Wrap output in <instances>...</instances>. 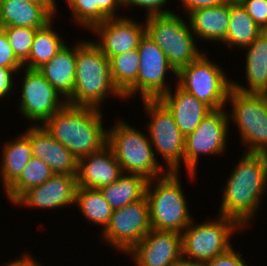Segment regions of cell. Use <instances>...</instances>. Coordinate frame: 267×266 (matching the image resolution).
Returning a JSON list of instances; mask_svg holds the SVG:
<instances>
[{"label":"cell","mask_w":267,"mask_h":266,"mask_svg":"<svg viewBox=\"0 0 267 266\" xmlns=\"http://www.w3.org/2000/svg\"><path fill=\"white\" fill-rule=\"evenodd\" d=\"M169 266H200V264L181 258L180 260L175 263H172Z\"/></svg>","instance_id":"43"},{"label":"cell","mask_w":267,"mask_h":266,"mask_svg":"<svg viewBox=\"0 0 267 266\" xmlns=\"http://www.w3.org/2000/svg\"><path fill=\"white\" fill-rule=\"evenodd\" d=\"M195 219L181 233L182 258L201 264L225 253L235 234L244 229L232 218L217 215L198 224Z\"/></svg>","instance_id":"7"},{"label":"cell","mask_w":267,"mask_h":266,"mask_svg":"<svg viewBox=\"0 0 267 266\" xmlns=\"http://www.w3.org/2000/svg\"><path fill=\"white\" fill-rule=\"evenodd\" d=\"M262 95L265 97V99L267 100V87L266 89L264 90V92L262 93Z\"/></svg>","instance_id":"45"},{"label":"cell","mask_w":267,"mask_h":266,"mask_svg":"<svg viewBox=\"0 0 267 266\" xmlns=\"http://www.w3.org/2000/svg\"><path fill=\"white\" fill-rule=\"evenodd\" d=\"M57 18L44 4L29 0H2L0 27L42 28Z\"/></svg>","instance_id":"22"},{"label":"cell","mask_w":267,"mask_h":266,"mask_svg":"<svg viewBox=\"0 0 267 266\" xmlns=\"http://www.w3.org/2000/svg\"><path fill=\"white\" fill-rule=\"evenodd\" d=\"M182 5V12H185L186 16L196 10L202 8H208L223 4V0H178Z\"/></svg>","instance_id":"40"},{"label":"cell","mask_w":267,"mask_h":266,"mask_svg":"<svg viewBox=\"0 0 267 266\" xmlns=\"http://www.w3.org/2000/svg\"><path fill=\"white\" fill-rule=\"evenodd\" d=\"M177 12L145 18V33L164 52L169 64L177 72L195 61L204 51L191 30L188 20ZM188 22V23H187Z\"/></svg>","instance_id":"6"},{"label":"cell","mask_w":267,"mask_h":266,"mask_svg":"<svg viewBox=\"0 0 267 266\" xmlns=\"http://www.w3.org/2000/svg\"><path fill=\"white\" fill-rule=\"evenodd\" d=\"M123 174L111 148L105 145L102 149L78 160L77 185L99 189L119 179Z\"/></svg>","instance_id":"19"},{"label":"cell","mask_w":267,"mask_h":266,"mask_svg":"<svg viewBox=\"0 0 267 266\" xmlns=\"http://www.w3.org/2000/svg\"><path fill=\"white\" fill-rule=\"evenodd\" d=\"M148 180L138 174L123 173L119 179L99 188L113 210L137 202L146 195Z\"/></svg>","instance_id":"26"},{"label":"cell","mask_w":267,"mask_h":266,"mask_svg":"<svg viewBox=\"0 0 267 266\" xmlns=\"http://www.w3.org/2000/svg\"><path fill=\"white\" fill-rule=\"evenodd\" d=\"M103 109L66 104L42 126L79 160L107 145Z\"/></svg>","instance_id":"2"},{"label":"cell","mask_w":267,"mask_h":266,"mask_svg":"<svg viewBox=\"0 0 267 266\" xmlns=\"http://www.w3.org/2000/svg\"><path fill=\"white\" fill-rule=\"evenodd\" d=\"M195 37L203 42L223 43L229 26L230 6H218L196 9L187 15Z\"/></svg>","instance_id":"23"},{"label":"cell","mask_w":267,"mask_h":266,"mask_svg":"<svg viewBox=\"0 0 267 266\" xmlns=\"http://www.w3.org/2000/svg\"><path fill=\"white\" fill-rule=\"evenodd\" d=\"M146 196L134 203L113 210L110 222L101 232V242L118 253L127 254L151 230ZM106 244H105V243Z\"/></svg>","instance_id":"13"},{"label":"cell","mask_w":267,"mask_h":266,"mask_svg":"<svg viewBox=\"0 0 267 266\" xmlns=\"http://www.w3.org/2000/svg\"><path fill=\"white\" fill-rule=\"evenodd\" d=\"M110 97L125 101L113 83L109 59L92 39L77 40L75 84L67 104L102 109Z\"/></svg>","instance_id":"3"},{"label":"cell","mask_w":267,"mask_h":266,"mask_svg":"<svg viewBox=\"0 0 267 266\" xmlns=\"http://www.w3.org/2000/svg\"><path fill=\"white\" fill-rule=\"evenodd\" d=\"M126 255L135 266H169L182 258L181 233L151 229Z\"/></svg>","instance_id":"17"},{"label":"cell","mask_w":267,"mask_h":266,"mask_svg":"<svg viewBox=\"0 0 267 266\" xmlns=\"http://www.w3.org/2000/svg\"><path fill=\"white\" fill-rule=\"evenodd\" d=\"M69 44H66L49 62L38 69L66 99L73 92L76 75V42Z\"/></svg>","instance_id":"24"},{"label":"cell","mask_w":267,"mask_h":266,"mask_svg":"<svg viewBox=\"0 0 267 266\" xmlns=\"http://www.w3.org/2000/svg\"><path fill=\"white\" fill-rule=\"evenodd\" d=\"M108 127L107 145L123 173L138 174L147 180H153L169 172L160 159L156 158L146 129L142 132L121 117Z\"/></svg>","instance_id":"4"},{"label":"cell","mask_w":267,"mask_h":266,"mask_svg":"<svg viewBox=\"0 0 267 266\" xmlns=\"http://www.w3.org/2000/svg\"><path fill=\"white\" fill-rule=\"evenodd\" d=\"M65 3L71 11L72 22L86 31L108 19L98 6H95V0H65Z\"/></svg>","instance_id":"32"},{"label":"cell","mask_w":267,"mask_h":266,"mask_svg":"<svg viewBox=\"0 0 267 266\" xmlns=\"http://www.w3.org/2000/svg\"><path fill=\"white\" fill-rule=\"evenodd\" d=\"M90 33L97 36L98 39L93 43L110 60L112 57L138 48L139 41L145 34V22H138L127 15L108 18L94 26Z\"/></svg>","instance_id":"15"},{"label":"cell","mask_w":267,"mask_h":266,"mask_svg":"<svg viewBox=\"0 0 267 266\" xmlns=\"http://www.w3.org/2000/svg\"><path fill=\"white\" fill-rule=\"evenodd\" d=\"M34 254H30V252H27L22 255L17 256L18 258L7 261L4 266H44L39 262L38 260L35 259Z\"/></svg>","instance_id":"41"},{"label":"cell","mask_w":267,"mask_h":266,"mask_svg":"<svg viewBox=\"0 0 267 266\" xmlns=\"http://www.w3.org/2000/svg\"><path fill=\"white\" fill-rule=\"evenodd\" d=\"M29 1H33V2H38V3H42L44 4L55 16L58 13V3H56V0H29Z\"/></svg>","instance_id":"42"},{"label":"cell","mask_w":267,"mask_h":266,"mask_svg":"<svg viewBox=\"0 0 267 266\" xmlns=\"http://www.w3.org/2000/svg\"><path fill=\"white\" fill-rule=\"evenodd\" d=\"M36 30L30 27H4L9 44L22 63L29 58Z\"/></svg>","instance_id":"33"},{"label":"cell","mask_w":267,"mask_h":266,"mask_svg":"<svg viewBox=\"0 0 267 266\" xmlns=\"http://www.w3.org/2000/svg\"><path fill=\"white\" fill-rule=\"evenodd\" d=\"M75 205L87 223L101 226L103 232L108 226L113 209L103 197L99 189L77 186Z\"/></svg>","instance_id":"30"},{"label":"cell","mask_w":267,"mask_h":266,"mask_svg":"<svg viewBox=\"0 0 267 266\" xmlns=\"http://www.w3.org/2000/svg\"><path fill=\"white\" fill-rule=\"evenodd\" d=\"M95 6H98L108 18H119L124 16L123 14L119 15L118 12L123 8L122 0H95Z\"/></svg>","instance_id":"39"},{"label":"cell","mask_w":267,"mask_h":266,"mask_svg":"<svg viewBox=\"0 0 267 266\" xmlns=\"http://www.w3.org/2000/svg\"><path fill=\"white\" fill-rule=\"evenodd\" d=\"M180 174L168 172L162 177L148 180L145 196L152 229L182 233L194 219L181 185Z\"/></svg>","instance_id":"5"},{"label":"cell","mask_w":267,"mask_h":266,"mask_svg":"<svg viewBox=\"0 0 267 266\" xmlns=\"http://www.w3.org/2000/svg\"><path fill=\"white\" fill-rule=\"evenodd\" d=\"M245 50V81L236 82L232 79V88L242 93L262 94L267 87V30H263L260 35ZM247 86V87H246Z\"/></svg>","instance_id":"21"},{"label":"cell","mask_w":267,"mask_h":266,"mask_svg":"<svg viewBox=\"0 0 267 266\" xmlns=\"http://www.w3.org/2000/svg\"><path fill=\"white\" fill-rule=\"evenodd\" d=\"M141 102L149 119L145 128L156 158L161 155V161L169 172H182L185 137L172 114L158 99H142Z\"/></svg>","instance_id":"11"},{"label":"cell","mask_w":267,"mask_h":266,"mask_svg":"<svg viewBox=\"0 0 267 266\" xmlns=\"http://www.w3.org/2000/svg\"><path fill=\"white\" fill-rule=\"evenodd\" d=\"M205 50L195 61L176 72V84L211 109L227 107L232 79L225 68L210 59ZM209 55V56H208Z\"/></svg>","instance_id":"8"},{"label":"cell","mask_w":267,"mask_h":266,"mask_svg":"<svg viewBox=\"0 0 267 266\" xmlns=\"http://www.w3.org/2000/svg\"><path fill=\"white\" fill-rule=\"evenodd\" d=\"M140 66L137 75V96L142 99H158L173 85L166 73H172L176 81V71L169 64L164 52L146 33L138 44ZM171 84V86H170Z\"/></svg>","instance_id":"14"},{"label":"cell","mask_w":267,"mask_h":266,"mask_svg":"<svg viewBox=\"0 0 267 266\" xmlns=\"http://www.w3.org/2000/svg\"><path fill=\"white\" fill-rule=\"evenodd\" d=\"M23 76L16 83V88L21 87L18 92L20 98L17 100V112L30 122V125H42L52 117L58 110L62 109L67 100L64 98L43 76L38 69L23 67L18 71ZM19 85V86H18ZM33 123V124H32Z\"/></svg>","instance_id":"12"},{"label":"cell","mask_w":267,"mask_h":266,"mask_svg":"<svg viewBox=\"0 0 267 266\" xmlns=\"http://www.w3.org/2000/svg\"><path fill=\"white\" fill-rule=\"evenodd\" d=\"M263 30L256 24L253 18L246 12L242 5L230 6V19L224 46L243 49L249 46Z\"/></svg>","instance_id":"29"},{"label":"cell","mask_w":267,"mask_h":266,"mask_svg":"<svg viewBox=\"0 0 267 266\" xmlns=\"http://www.w3.org/2000/svg\"><path fill=\"white\" fill-rule=\"evenodd\" d=\"M0 152V181L5 192L21 175L32 157L29 139L18 133L3 143Z\"/></svg>","instance_id":"25"},{"label":"cell","mask_w":267,"mask_h":266,"mask_svg":"<svg viewBox=\"0 0 267 266\" xmlns=\"http://www.w3.org/2000/svg\"><path fill=\"white\" fill-rule=\"evenodd\" d=\"M53 174L47 164L32 156L20 177L4 192V195L13 204L25 191L41 185Z\"/></svg>","instance_id":"31"},{"label":"cell","mask_w":267,"mask_h":266,"mask_svg":"<svg viewBox=\"0 0 267 266\" xmlns=\"http://www.w3.org/2000/svg\"><path fill=\"white\" fill-rule=\"evenodd\" d=\"M158 100L170 111L184 137L192 133L212 110L204 102L179 87L176 82L174 87Z\"/></svg>","instance_id":"20"},{"label":"cell","mask_w":267,"mask_h":266,"mask_svg":"<svg viewBox=\"0 0 267 266\" xmlns=\"http://www.w3.org/2000/svg\"><path fill=\"white\" fill-rule=\"evenodd\" d=\"M227 108L212 109L201 124L185 136L184 170L187 171L189 182L196 180L199 159L202 156H223L227 150L230 122ZM194 179V181L192 180Z\"/></svg>","instance_id":"10"},{"label":"cell","mask_w":267,"mask_h":266,"mask_svg":"<svg viewBox=\"0 0 267 266\" xmlns=\"http://www.w3.org/2000/svg\"><path fill=\"white\" fill-rule=\"evenodd\" d=\"M229 122L238 129L245 153L267 155V100L262 94L231 88L227 104Z\"/></svg>","instance_id":"9"},{"label":"cell","mask_w":267,"mask_h":266,"mask_svg":"<svg viewBox=\"0 0 267 266\" xmlns=\"http://www.w3.org/2000/svg\"><path fill=\"white\" fill-rule=\"evenodd\" d=\"M242 6L262 30H267V0H245Z\"/></svg>","instance_id":"38"},{"label":"cell","mask_w":267,"mask_h":266,"mask_svg":"<svg viewBox=\"0 0 267 266\" xmlns=\"http://www.w3.org/2000/svg\"><path fill=\"white\" fill-rule=\"evenodd\" d=\"M170 3L169 0H122V7L123 9H133L131 7H135L136 9L140 8L144 9L146 12L145 18L152 16V15H165L174 12L168 9L167 4ZM167 7V8H166Z\"/></svg>","instance_id":"34"},{"label":"cell","mask_w":267,"mask_h":266,"mask_svg":"<svg viewBox=\"0 0 267 266\" xmlns=\"http://www.w3.org/2000/svg\"><path fill=\"white\" fill-rule=\"evenodd\" d=\"M77 186V176L53 174L41 185L25 191L13 205L51 211L75 206Z\"/></svg>","instance_id":"16"},{"label":"cell","mask_w":267,"mask_h":266,"mask_svg":"<svg viewBox=\"0 0 267 266\" xmlns=\"http://www.w3.org/2000/svg\"><path fill=\"white\" fill-rule=\"evenodd\" d=\"M245 0H223V3L228 6L243 5Z\"/></svg>","instance_id":"44"},{"label":"cell","mask_w":267,"mask_h":266,"mask_svg":"<svg viewBox=\"0 0 267 266\" xmlns=\"http://www.w3.org/2000/svg\"><path fill=\"white\" fill-rule=\"evenodd\" d=\"M22 132L30 141L32 156L47 164L54 174L77 176L78 160L73 153L55 140L42 125L26 126Z\"/></svg>","instance_id":"18"},{"label":"cell","mask_w":267,"mask_h":266,"mask_svg":"<svg viewBox=\"0 0 267 266\" xmlns=\"http://www.w3.org/2000/svg\"><path fill=\"white\" fill-rule=\"evenodd\" d=\"M238 158L221 188L217 215L234 219L246 230L267 196V155L243 152Z\"/></svg>","instance_id":"1"},{"label":"cell","mask_w":267,"mask_h":266,"mask_svg":"<svg viewBox=\"0 0 267 266\" xmlns=\"http://www.w3.org/2000/svg\"><path fill=\"white\" fill-rule=\"evenodd\" d=\"M22 68H5L0 67V101L7 100L12 94H16V75Z\"/></svg>","instance_id":"37"},{"label":"cell","mask_w":267,"mask_h":266,"mask_svg":"<svg viewBox=\"0 0 267 266\" xmlns=\"http://www.w3.org/2000/svg\"><path fill=\"white\" fill-rule=\"evenodd\" d=\"M242 257V258H241ZM240 251L230 247L225 253L216 256L211 260L202 262L200 266H248Z\"/></svg>","instance_id":"36"},{"label":"cell","mask_w":267,"mask_h":266,"mask_svg":"<svg viewBox=\"0 0 267 266\" xmlns=\"http://www.w3.org/2000/svg\"><path fill=\"white\" fill-rule=\"evenodd\" d=\"M109 61L113 83L124 95L125 101L137 96V75L140 66L138 50L119 54Z\"/></svg>","instance_id":"28"},{"label":"cell","mask_w":267,"mask_h":266,"mask_svg":"<svg viewBox=\"0 0 267 266\" xmlns=\"http://www.w3.org/2000/svg\"><path fill=\"white\" fill-rule=\"evenodd\" d=\"M0 67L23 68V63L16 57L4 28L0 27Z\"/></svg>","instance_id":"35"},{"label":"cell","mask_w":267,"mask_h":266,"mask_svg":"<svg viewBox=\"0 0 267 266\" xmlns=\"http://www.w3.org/2000/svg\"><path fill=\"white\" fill-rule=\"evenodd\" d=\"M54 18L44 27L36 30L29 58L23 63L29 69H39L49 62L68 42L55 30Z\"/></svg>","instance_id":"27"}]
</instances>
